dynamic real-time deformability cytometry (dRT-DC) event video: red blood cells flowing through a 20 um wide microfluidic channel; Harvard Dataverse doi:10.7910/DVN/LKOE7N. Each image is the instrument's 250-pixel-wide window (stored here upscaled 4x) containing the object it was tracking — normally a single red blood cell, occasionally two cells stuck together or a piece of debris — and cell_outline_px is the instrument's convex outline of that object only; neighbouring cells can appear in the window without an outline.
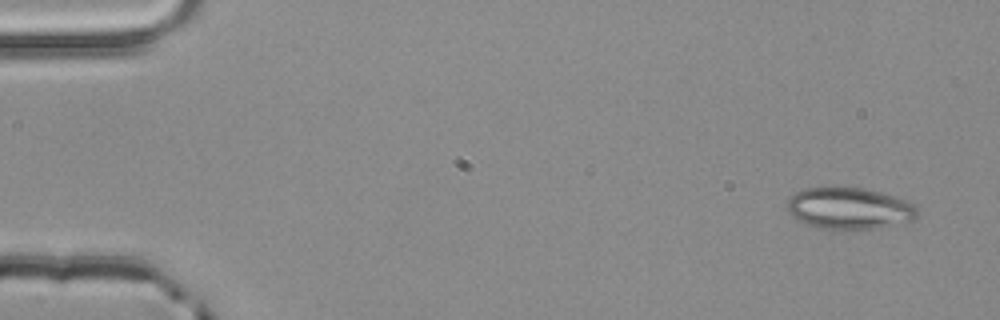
{"species": "common noctule bat (a hibernating species)", "species_latin": "Nyctalus noctula", "temperature_condition": "room temperature", "stored_images_in_passage": 4, "segment_of_instrument_passage": [1, 2], "camera_frame_rate_fps": 3000, "um_per_image_px": 0.085, "animal": {"sex": "male", "body_mass_g": 20.4}, "frame": {"image": 1, "passage_image": 1, "time_ms": 0.0, "image_size_px": [1000, 320], "cell_outline_px": [[916, 216], [912, 220], [876, 228], [820, 228], [808, 224], [792, 216], [788, 208], [788, 200], [796, 192], [804, 188], [832, 184], [860, 188], [908, 200], [916, 208]], "centroid_in_image_um": [72.14, 17.66], "position_along_channel_um": 12.9, "area_um2": 31.33}}